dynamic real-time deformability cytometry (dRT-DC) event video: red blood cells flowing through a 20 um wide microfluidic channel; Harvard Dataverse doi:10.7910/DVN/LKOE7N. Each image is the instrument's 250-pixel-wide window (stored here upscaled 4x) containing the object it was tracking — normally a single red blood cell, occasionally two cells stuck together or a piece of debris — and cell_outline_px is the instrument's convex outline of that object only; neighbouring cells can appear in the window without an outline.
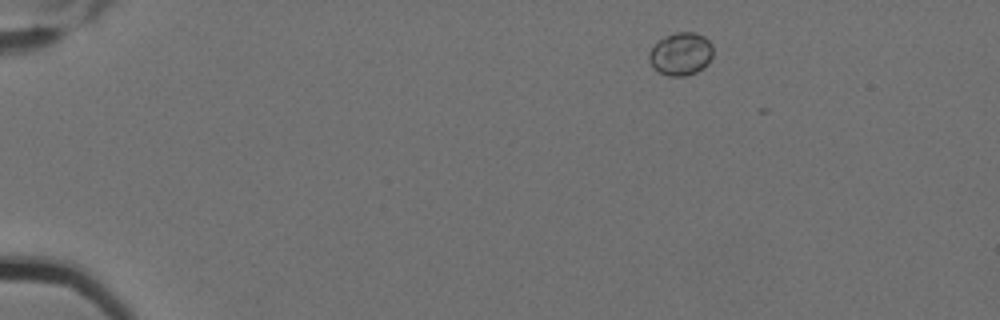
{"species": "Egyptian fruit bat (a non-hibernating species)", "species_latin": "Rousettus aegyptiacus", "temperature_condition": "cold", "stored_images_in_passage": 5, "camera_frame_rate_fps": 3000, "um_per_image_px": 0.085, "animal": {"sex": "female"}, "frame": {"image": 1, "passage_image": 1, "time_ms": 0.0, "image_size_px": [1000, 320], "cell_outline_px": [[712, 56], [708, 64], [704, 68], [696, 72], [684, 76], [668, 76], [652, 68], [648, 60], [648, 52], [664, 36], [676, 32], [696, 32], [704, 36], [712, 44]], "centroid_in_image_um": [57.87, 4.59], "position_along_channel_um": 27.1, "area_um2": 16.13}}
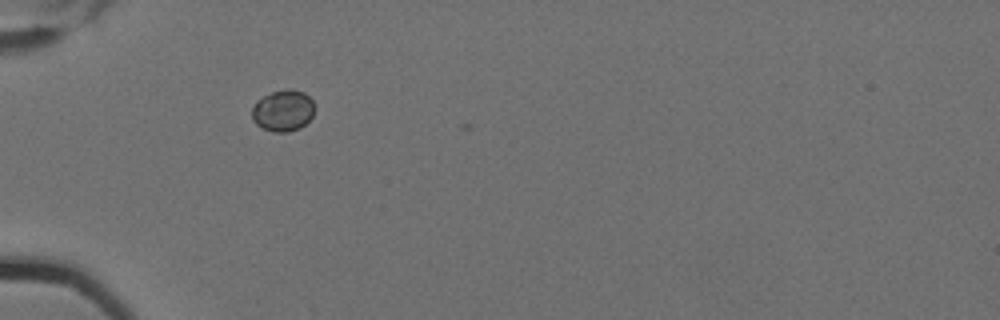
{"frame": {"image": 2, "passage_image": 4, "time_ms": 1.0, "image_size_px": [1000, 320], "cell_outline_px": [[312, 116], [300, 128], [288, 132], [272, 132], [256, 124], [252, 120], [252, 108], [256, 100], [272, 92], [288, 88], [292, 88], [304, 92], [312, 100]], "centroid_in_image_um": [24.03, 9.39], "position_along_channel_um": 61.0, "area_um2": 15.03}}